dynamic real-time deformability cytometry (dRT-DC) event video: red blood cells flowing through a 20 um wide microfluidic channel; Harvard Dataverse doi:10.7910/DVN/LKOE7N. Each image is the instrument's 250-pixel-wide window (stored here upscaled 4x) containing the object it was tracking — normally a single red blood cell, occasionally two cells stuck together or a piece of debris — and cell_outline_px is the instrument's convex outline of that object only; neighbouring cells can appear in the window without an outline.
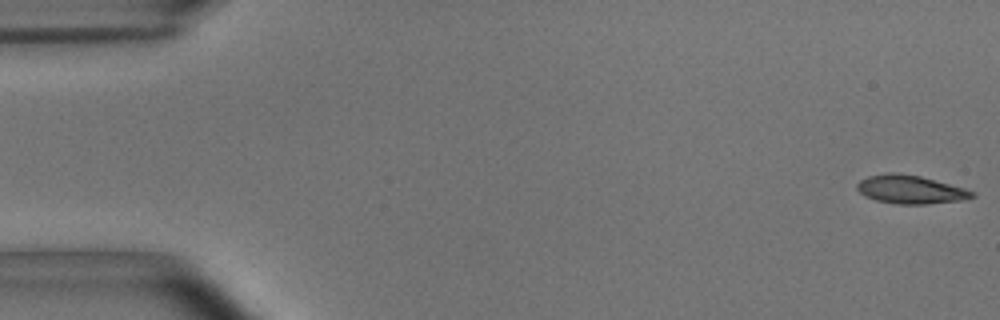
{"species": "common noctule bat (a hibernating species)", "species_latin": "Nyctalus noctula", "temperature_condition": "room temperature", "stored_images_in_passage": 54, "camera_frame_rate_fps": 3000, "um_per_image_px": 0.085, "animal": {"sex": "male", "body_mass_g": 15.6}, "frame": {"image": 1, "passage_image": 1, "time_ms": 0.0, "image_size_px": [1000, 320], "cell_outline_px": [[976, 196], [960, 200], [924, 204], [900, 204], [876, 200], [864, 196], [856, 188], [856, 184], [860, 180], [868, 176], [888, 172], [896, 172], [920, 176], [964, 188], [976, 192]], "centroid_in_image_um": [77.36, 16.1], "position_along_channel_um": 7.6, "area_um2": 18.96}}
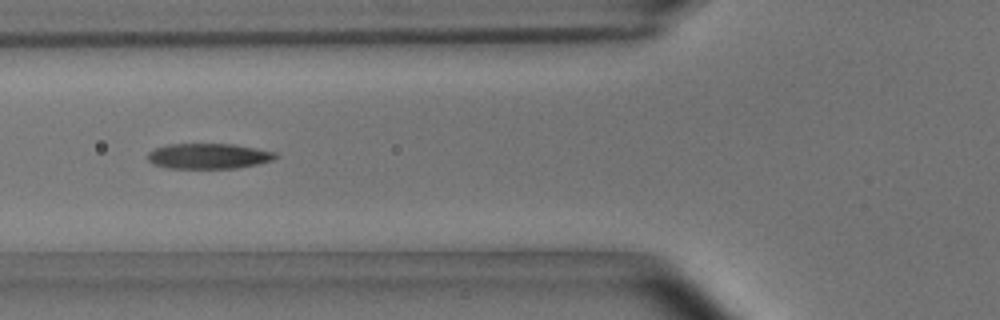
{"frame": {"image": 2, "passage_image": 20, "time_ms": 6.333, "image_size_px": [1000, 320], "cell_outline_px": [[280, 156], [272, 160], [256, 164], [236, 168], [168, 168], [152, 164], [148, 160], [148, 152], [156, 148], [168, 144], [232, 144], [256, 148], [276, 152]], "centroid_in_image_um": [17.73, 13.26], "position_along_channel_um": 108.1, "area_um2": 18.9}}
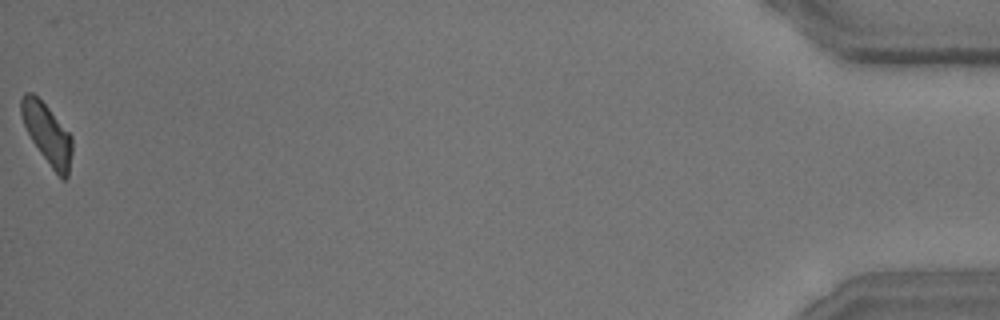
{"frame": {"image": 3, "passage_image": 54, "time_ms": 17.667, "image_size_px": [1000, 320], "cell_outline_px": [[72, 152], [68, 176], [64, 180], [60, 180], [40, 152], [32, 140], [24, 124], [20, 112], [20, 100], [24, 92], [32, 92], [48, 108], [72, 136]], "centroid_in_image_um": [4.02, 11.4], "position_along_channel_um": 431.2, "area_um2": 17.74}, "authors_computed_cell_mechanics": {"area_um2": 18.7561, "velocity_mm_per_s": 3.6989, "shape_relaxation_time_tau1_ms": 4.3639, "shape_relaxation_time_tau2_ms": 2.9381, "deformation_change_tau1": 0.1529, "deformation_change_tau2": 0.1009}}